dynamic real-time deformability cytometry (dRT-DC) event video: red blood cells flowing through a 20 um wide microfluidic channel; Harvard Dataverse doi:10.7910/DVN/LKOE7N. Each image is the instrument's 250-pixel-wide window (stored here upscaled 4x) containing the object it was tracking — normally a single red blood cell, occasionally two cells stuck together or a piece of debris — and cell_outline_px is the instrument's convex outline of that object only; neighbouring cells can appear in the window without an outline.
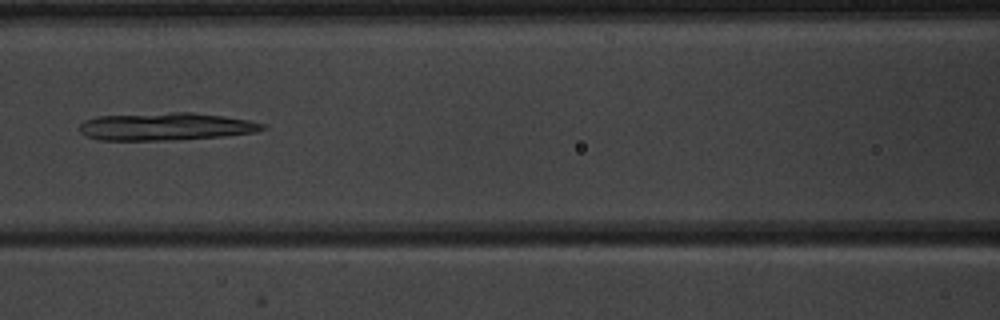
{"species": "common noctule bat (a hibernating species)", "species_latin": "Nyctalus noctula", "temperature_condition": "warm", "stored_images_in_passage": 7, "camera_frame_rate_fps": 3000, "um_per_image_px": 0.085, "animal": {"sex": "male", "body_mass_g": 20.1, "forearm_length_mm": 53.5}, "frame": {"image": 1, "passage_image": 7, "time_ms": 6.667, "image_size_px": [1000, 320], "cell_outline_px": [[268, 128], [256, 132], [224, 136], [172, 140], [96, 140], [80, 132], [80, 124], [84, 120], [96, 116], [172, 112], [192, 112], [224, 116], [248, 120], [264, 124]], "centroid_in_image_um": [14.09, 10.75], "position_along_channel_um": 152.5, "area_um2": 29.59}}